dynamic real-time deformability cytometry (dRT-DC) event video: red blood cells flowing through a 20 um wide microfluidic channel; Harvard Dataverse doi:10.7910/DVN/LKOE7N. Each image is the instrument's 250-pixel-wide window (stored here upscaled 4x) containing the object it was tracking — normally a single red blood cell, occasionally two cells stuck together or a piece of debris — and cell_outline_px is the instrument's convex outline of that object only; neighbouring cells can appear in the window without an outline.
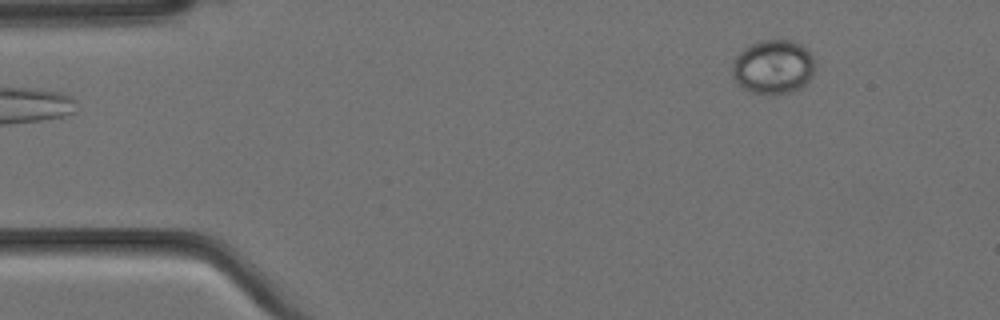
{"species": "Egyptian fruit bat (a non-hibernating species)", "species_latin": "Rousettus aegyptiacus", "temperature_condition": "cold", "stored_images_in_passage": 2, "camera_frame_rate_fps": 3000, "um_per_image_px": 0.085, "animal": {"sex": "female"}, "frame": {"image": 1, "passage_image": 2, "time_ms": 0.333, "image_size_px": [1000, 320], "cell_outline_px": [[812, 76], [800, 88], [792, 92], [776, 96], [772, 96], [752, 92], [744, 88], [732, 76], [732, 64], [736, 56], [744, 48], [760, 40], [792, 40], [808, 48], [812, 56]], "centroid_in_image_um": [65.71, 5.7], "position_along_channel_um": 19.3, "area_um2": 26.18}}